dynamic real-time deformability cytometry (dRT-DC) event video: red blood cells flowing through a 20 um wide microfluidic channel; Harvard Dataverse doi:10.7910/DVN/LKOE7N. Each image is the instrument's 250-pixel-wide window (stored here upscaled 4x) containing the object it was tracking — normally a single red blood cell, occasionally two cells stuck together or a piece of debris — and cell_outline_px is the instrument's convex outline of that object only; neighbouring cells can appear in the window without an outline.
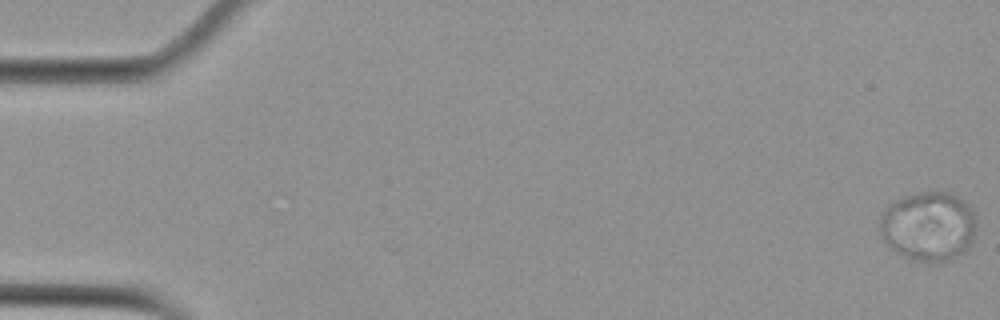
{"species": "Egyptian fruit bat (a non-hibernating species)", "species_latin": "Rousettus aegyptiacus", "temperature_condition": "cold", "stored_images_in_passage": 11, "camera_frame_rate_fps": 3000, "um_per_image_px": 0.085, "animal": {"sex": "female"}, "frame": {"image": 1, "passage_image": 1, "time_ms": 0.0, "image_size_px": [1000, 320], "cell_outline_px": [[976, 228], [972, 240], [968, 248], [964, 252], [948, 260], [916, 260], [904, 256], [896, 252], [880, 236], [880, 216], [888, 204], [904, 196], [920, 192], [948, 192], [964, 200], [968, 204], [976, 220]], "centroid_in_image_um": [78.91, 19.2], "position_along_channel_um": 6.1, "area_um2": 38.73}}